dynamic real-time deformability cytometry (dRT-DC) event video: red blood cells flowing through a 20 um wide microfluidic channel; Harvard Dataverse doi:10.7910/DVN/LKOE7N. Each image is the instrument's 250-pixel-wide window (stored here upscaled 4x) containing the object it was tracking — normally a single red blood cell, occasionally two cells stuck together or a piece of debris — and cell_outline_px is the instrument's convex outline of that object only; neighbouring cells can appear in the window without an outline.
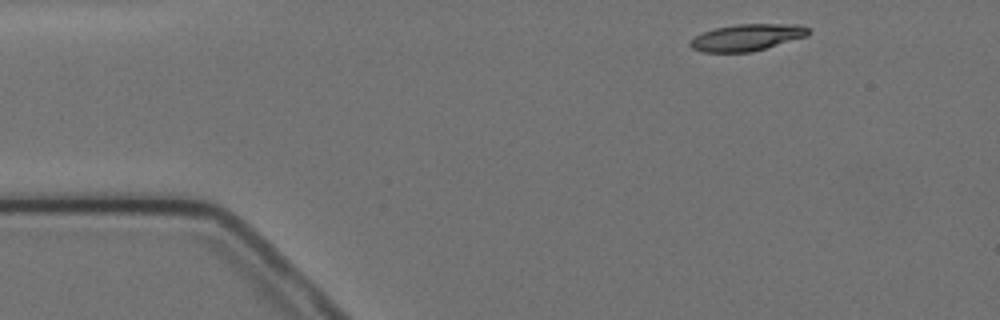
{"species": "Egyptian fruit bat (a non-hibernating species)", "species_latin": "Rousettus aegyptiacus", "temperature_condition": "cold", "stored_images_in_passage": 8, "camera_frame_rate_fps": 3000, "um_per_image_px": 0.085, "animal": {"sex": "female"}, "frame": {"image": 1, "passage_image": 1, "time_ms": 0.0, "image_size_px": [1000, 320], "cell_outline_px": [[808, 36], [752, 52], [704, 52], [692, 48], [688, 44], [696, 36], [704, 32], [716, 28], [736, 24], [800, 24], [808, 28]], "centroid_in_image_um": [63.52, 3.18], "position_along_channel_um": 21.5, "area_um2": 18.26}}
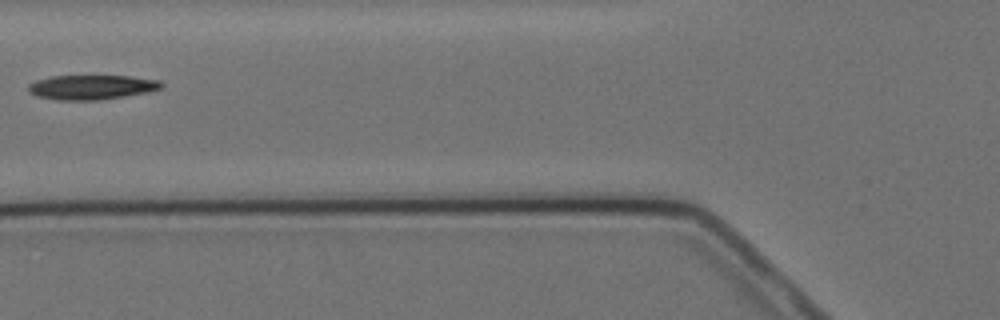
{"frame": {"image": 2, "passage_image": 5, "time_ms": 4.667, "image_size_px": [1000, 320], "cell_outline_px": [[164, 88], [148, 92], [124, 96], [96, 100], [60, 100], [36, 96], [28, 92], [28, 84], [36, 80], [52, 76], [132, 76], [160, 80], [164, 84]], "centroid_in_image_um": [7.81, 7.4], "position_along_channel_um": 118.0, "area_um2": 19.13}}
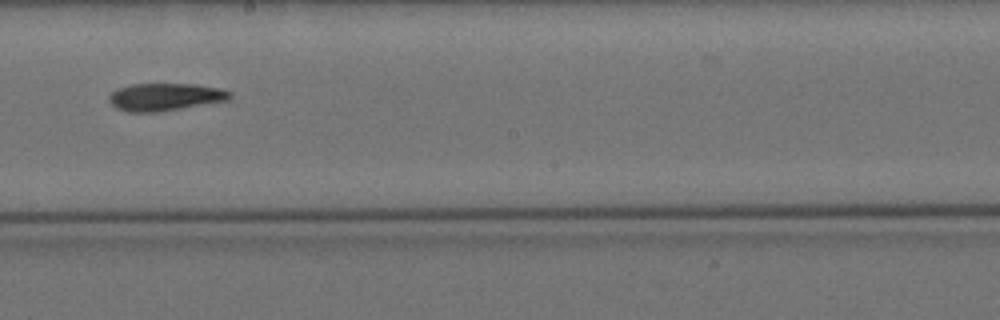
{"frame": {"image": 3, "passage_image": 8, "time_ms": 8.0, "image_size_px": [1000, 320], "cell_outline_px": [[232, 96], [228, 100], [160, 112], [128, 112], [116, 108], [108, 100], [108, 96], [116, 88], [132, 84], [192, 84], [220, 88], [232, 92]], "centroid_in_image_um": [14.01, 8.24], "position_along_channel_um": 234.2, "area_um2": 19.48}}